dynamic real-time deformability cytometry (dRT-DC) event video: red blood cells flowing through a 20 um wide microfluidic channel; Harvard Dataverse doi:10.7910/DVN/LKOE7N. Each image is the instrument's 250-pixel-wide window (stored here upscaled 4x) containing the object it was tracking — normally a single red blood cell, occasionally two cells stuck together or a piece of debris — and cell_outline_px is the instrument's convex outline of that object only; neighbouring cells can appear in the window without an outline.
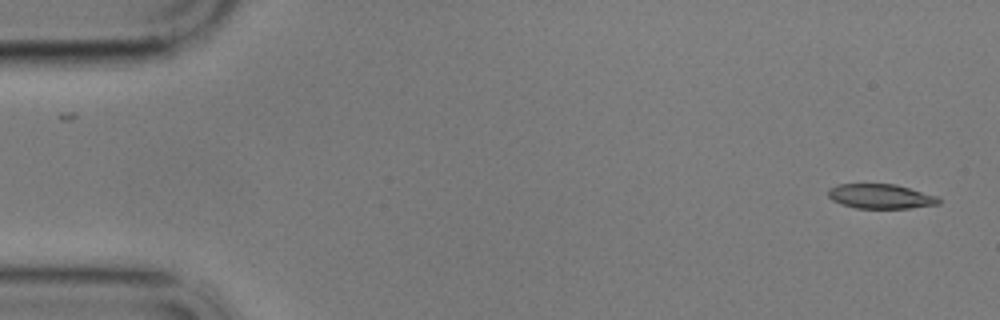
{"species": "common noctule bat (a hibernating species)", "species_latin": "Nyctalus noctula", "temperature_condition": "cold", "stored_images_in_passage": 57, "camera_frame_rate_fps": 3000, "um_per_image_px": 0.085, "animal": {"sex": "male", "body_mass_g": 17.9}, "frame": {"image": 1, "passage_image": 1, "time_ms": 0.0, "image_size_px": [1000, 320], "cell_outline_px": [[940, 204], [908, 208], [856, 208], [840, 204], [832, 200], [828, 196], [828, 188], [840, 184], [896, 184], [936, 196], [940, 200]], "centroid_in_image_um": [74.82, 16.69], "position_along_channel_um": 10.2, "area_um2": 15.78}}
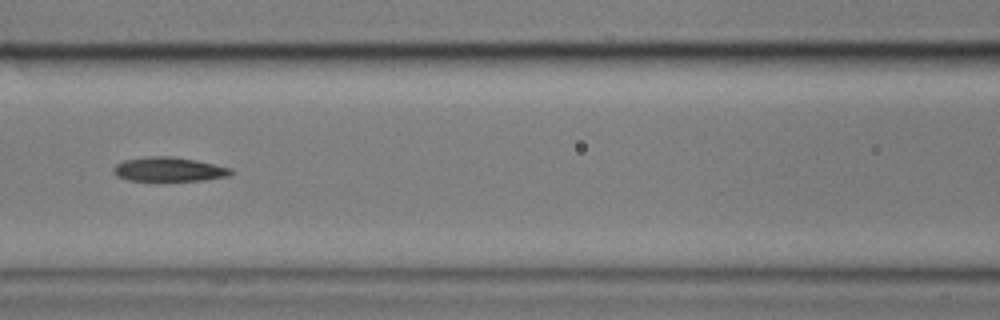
{"frame": {"image": 2, "passage_image": 24, "time_ms": 7.667, "image_size_px": [1000, 320], "cell_outline_px": [[232, 172], [228, 176], [204, 180], [128, 180], [116, 176], [112, 172], [112, 168], [116, 164], [124, 160], [148, 156], [172, 156], [196, 160], [232, 168]], "centroid_in_image_um": [14.32, 14.38], "position_along_channel_um": 152.3, "area_um2": 16.53}}
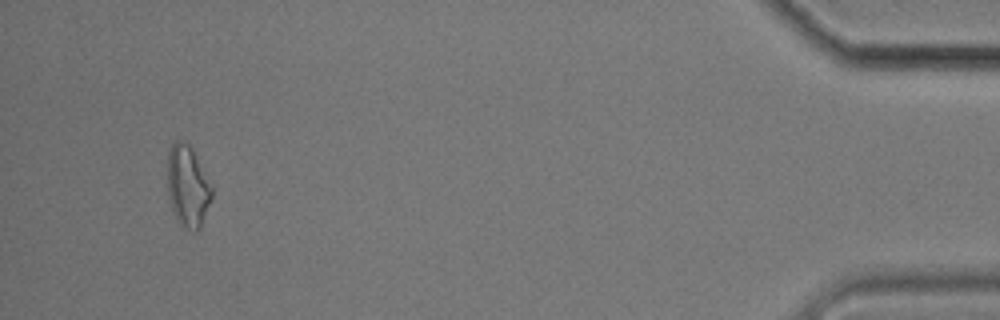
{"frame": {"image": 3, "passage_image": 54, "time_ms": 17.667, "image_size_px": [1000, 320], "cell_outline_px": [[212, 200], [200, 228], [196, 232], [192, 232], [180, 224], [172, 208], [168, 196], [168, 152], [172, 144], [176, 140], [184, 140], [192, 148], [212, 184]], "centroid_in_image_um": [15.98, 15.83], "position_along_channel_um": 419.2, "area_um2": 21.21}, "authors_computed_cell_mechanics": {"area_um2": 17.2244, "velocity_mm_per_s": 3.4059, "shape_relaxation_time_tau1_ms": 4.861, "shape_relaxation_time_tau2_ms": 10.3301, "deformation_change_tau1": 0.131, "deformation_change_tau2": 0.1896}}